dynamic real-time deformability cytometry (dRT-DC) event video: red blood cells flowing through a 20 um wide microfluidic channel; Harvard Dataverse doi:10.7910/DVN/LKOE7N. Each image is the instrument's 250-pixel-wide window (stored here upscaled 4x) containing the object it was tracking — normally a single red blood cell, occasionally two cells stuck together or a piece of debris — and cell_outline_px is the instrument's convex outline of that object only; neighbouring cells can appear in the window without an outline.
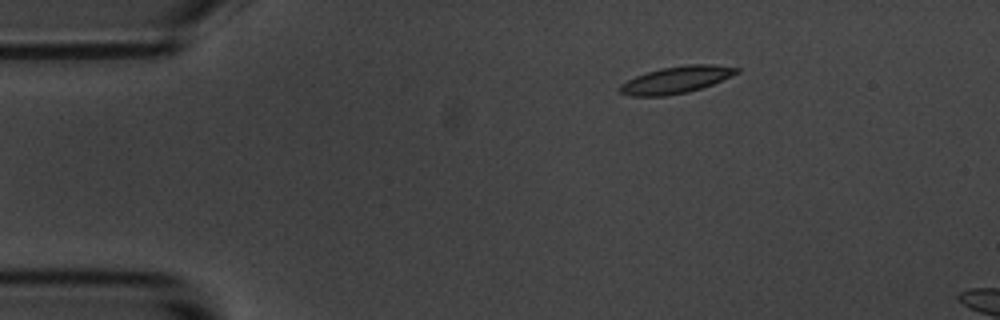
{"species": "common noctule bat (a hibernating species)", "species_latin": "Nyctalus noctula", "temperature_condition": "room temperature", "stored_images_in_passage": 5, "camera_frame_rate_fps": 3000, "um_per_image_px": 0.085, "animal": {"sex": "male", "body_mass_g": 20.1, "forearm_length_mm": 53.5}, "frame": {"image": 1, "passage_image": 3, "time_ms": 3.0, "image_size_px": [1000, 320], "cell_outline_px": [[740, 72], [712, 84], [688, 92], [664, 96], [632, 96], [620, 92], [620, 84], [636, 76], [660, 68], [688, 64], [712, 64], [740, 68]], "centroid_in_image_um": [57.49, 6.77], "position_along_channel_um": 27.5, "area_um2": 18.15}}